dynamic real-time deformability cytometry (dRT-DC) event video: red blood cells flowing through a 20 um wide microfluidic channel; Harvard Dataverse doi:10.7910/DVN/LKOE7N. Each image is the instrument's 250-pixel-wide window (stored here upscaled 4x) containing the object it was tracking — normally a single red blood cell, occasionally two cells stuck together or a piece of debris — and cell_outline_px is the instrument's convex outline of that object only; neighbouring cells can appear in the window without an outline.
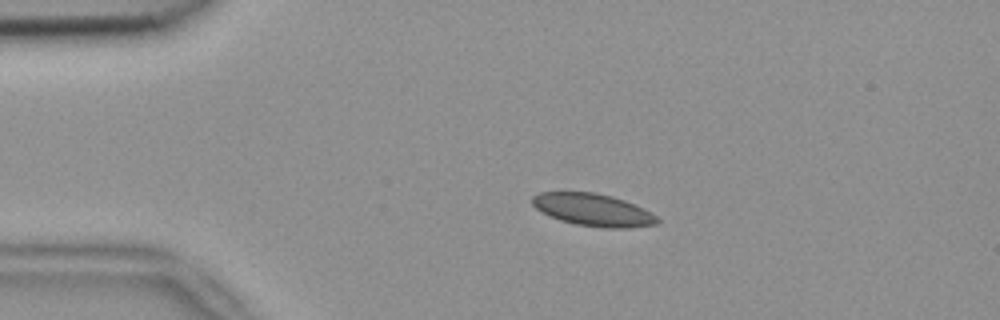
{"species": "common noctule bat (a hibernating species)", "species_latin": "Nyctalus noctula", "temperature_condition": "room temperature", "stored_images_in_passage": 3, "camera_frame_rate_fps": 3000, "um_per_image_px": 0.085, "animal": {"sex": "female", "body_mass_g": 18.4}, "frame": {"image": 1, "passage_image": 2, "time_ms": 0.333, "image_size_px": [1000, 320], "cell_outline_px": [[660, 220], [656, 224], [628, 228], [604, 228], [576, 224], [560, 220], [536, 208], [532, 204], [532, 196], [540, 192], [596, 192], [612, 196], [624, 200], [644, 208], [656, 216]], "centroid_in_image_um": [50.43, 17.83], "position_along_channel_um": 34.6, "area_um2": 23.47}}